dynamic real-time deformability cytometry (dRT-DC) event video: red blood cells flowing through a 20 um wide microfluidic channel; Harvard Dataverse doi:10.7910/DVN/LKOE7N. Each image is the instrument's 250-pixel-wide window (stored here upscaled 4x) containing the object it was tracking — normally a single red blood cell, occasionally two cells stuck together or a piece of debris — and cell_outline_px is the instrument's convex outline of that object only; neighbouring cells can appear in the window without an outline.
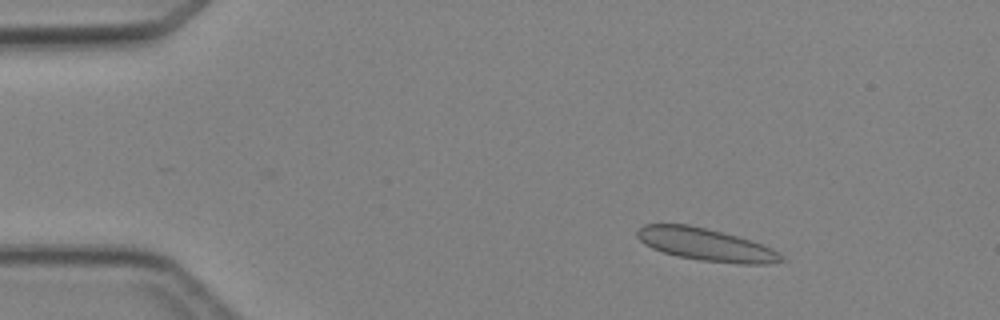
{"species": "Egyptian fruit bat (a non-hibernating species)", "species_latin": "Rousettus aegyptiacus", "temperature_condition": "cold", "stored_images_in_passage": 5, "camera_frame_rate_fps": 3000, "um_per_image_px": 0.085, "animal": {"sex": "female"}, "frame": {"image": 1, "passage_image": 2, "time_ms": 1.333, "image_size_px": [1000, 320], "cell_outline_px": [[788, 260], [768, 264], [740, 264], [700, 260], [680, 256], [664, 252], [652, 248], [644, 244], [636, 236], [636, 232], [644, 224], [688, 224], [752, 240], [764, 244], [780, 252]], "centroid_in_image_um": [60.06, 20.8], "position_along_channel_um": 24.9, "area_um2": 27.28}}